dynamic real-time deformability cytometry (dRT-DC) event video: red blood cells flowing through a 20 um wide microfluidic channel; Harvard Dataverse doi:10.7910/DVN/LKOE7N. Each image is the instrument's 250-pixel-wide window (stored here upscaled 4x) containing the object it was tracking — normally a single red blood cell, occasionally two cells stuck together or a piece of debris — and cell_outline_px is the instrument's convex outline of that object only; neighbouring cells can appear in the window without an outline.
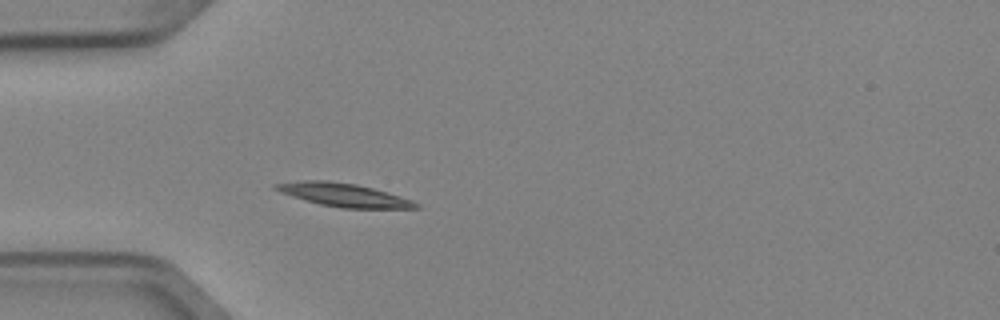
{"species": "Egyptian fruit bat (a non-hibernating species)", "species_latin": "Rousettus aegyptiacus", "temperature_condition": "cold", "stored_images_in_passage": 3, "camera_frame_rate_fps": 3000, "um_per_image_px": 0.085, "animal": {"sex": "female"}, "frame": {"image": 1, "passage_image": 3, "time_ms": 0.667, "image_size_px": [1000, 320], "cell_outline_px": [[420, 208], [340, 208], [320, 204], [292, 196], [280, 192], [272, 188], [272, 184], [304, 180], [328, 180], [356, 184], [388, 192], [412, 200], [420, 204]], "centroid_in_image_um": [29.21, 16.56], "position_along_channel_um": 55.8, "area_um2": 19.02}}